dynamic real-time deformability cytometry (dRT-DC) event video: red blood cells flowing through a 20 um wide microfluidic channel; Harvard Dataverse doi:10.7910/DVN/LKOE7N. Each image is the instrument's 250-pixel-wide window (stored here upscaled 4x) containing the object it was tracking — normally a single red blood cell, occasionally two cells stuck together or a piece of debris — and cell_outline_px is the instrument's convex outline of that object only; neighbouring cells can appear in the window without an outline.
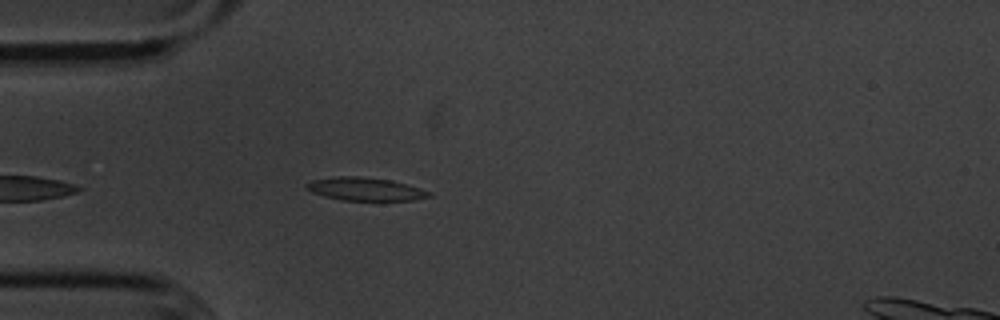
{"species": "common noctule bat (a hibernating species)", "species_latin": "Nyctalus noctula", "temperature_condition": "cold", "stored_images_in_passage": 41, "camera_frame_rate_fps": 3000, "um_per_image_px": 0.085, "animal": {"sex": "male", "body_mass_g": 20.1, "forearm_length_mm": 53.5}, "frame": {"image": 1, "passage_image": 3, "time_ms": 0.667, "image_size_px": [1000, 320], "cell_outline_px": [[432, 196], [412, 200], [340, 200], [324, 196], [312, 192], [304, 188], [304, 184], [312, 180], [336, 176], [356, 176], [392, 180], [420, 188], [432, 192]], "centroid_in_image_um": [31.02, 16.07], "position_along_channel_um": 54.0, "area_um2": 16.53}}
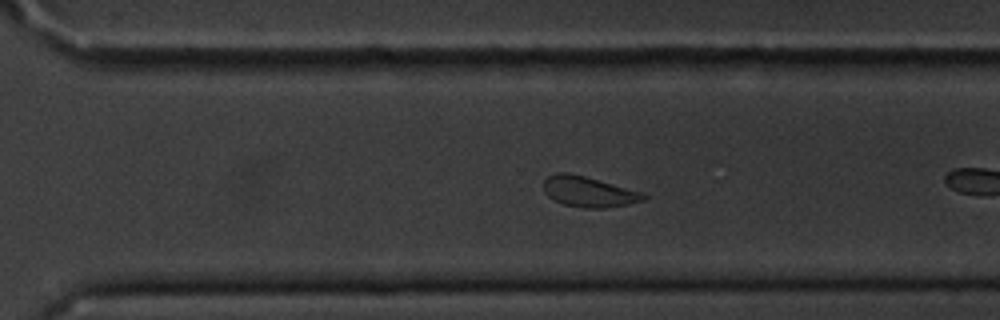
{"frame": {"image": 2, "passage_image": 23, "time_ms": 7.333, "image_size_px": [1000, 320], "cell_outline_px": [[648, 196], [644, 200], [628, 204], [604, 208], [584, 208], [564, 204], [552, 200], [544, 192], [544, 180], [548, 176], [556, 172], [568, 172], [584, 176], [644, 192]], "centroid_in_image_um": [50.03, 16.29], "position_along_channel_um": 320.6, "area_um2": 17.86}}
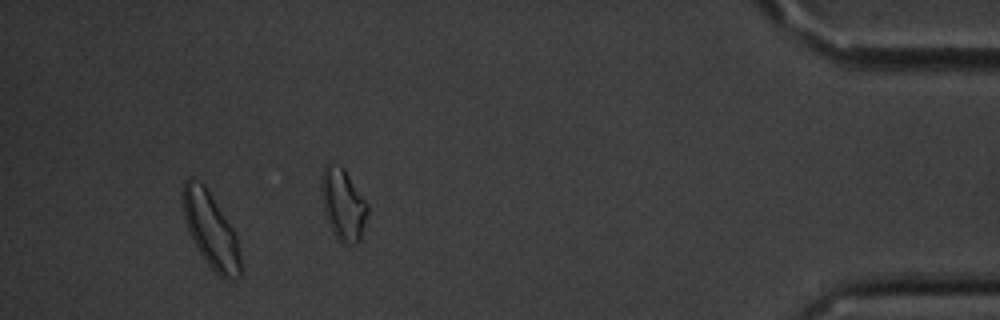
{"frame": {"image": 3, "passage_image": 37, "time_ms": 12.0, "image_size_px": [1000, 320], "cell_outline_px": [[244, 272], [240, 276], [232, 280], [224, 280], [208, 264], [196, 248], [188, 232], [184, 220], [180, 192], [184, 184], [192, 176], [204, 184], [232, 228], [236, 236]], "centroid_in_image_um": [17.9, 19.59], "position_along_channel_um": 417.3, "area_um2": 25.66}, "authors_computed_cell_mechanics": {"area_um2": 18.9006, "velocity_mm_per_s": 3.5499, "shape_relaxation_time_tau1_ms": 1.3244, "shape_relaxation_time_tau2_ms": 4.4491, "deformation_change_tau1": 0.0705, "deformation_change_tau2": 0.0667}}